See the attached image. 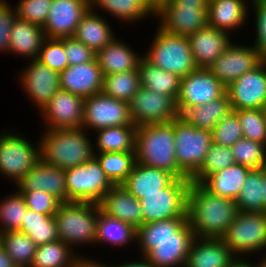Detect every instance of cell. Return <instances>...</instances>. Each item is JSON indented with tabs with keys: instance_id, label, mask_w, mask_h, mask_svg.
<instances>
[{
	"instance_id": "cell-26",
	"label": "cell",
	"mask_w": 266,
	"mask_h": 267,
	"mask_svg": "<svg viewBox=\"0 0 266 267\" xmlns=\"http://www.w3.org/2000/svg\"><path fill=\"white\" fill-rule=\"evenodd\" d=\"M90 5L94 12L113 20L116 18L117 23L125 26L135 24V27L138 23L148 22L147 18H153L155 22V7L148 0H92Z\"/></svg>"
},
{
	"instance_id": "cell-5",
	"label": "cell",
	"mask_w": 266,
	"mask_h": 267,
	"mask_svg": "<svg viewBox=\"0 0 266 267\" xmlns=\"http://www.w3.org/2000/svg\"><path fill=\"white\" fill-rule=\"evenodd\" d=\"M98 213L97 203L76 201L60 203L54 215L59 240L67 243L81 257H88L90 254L88 252L87 255L83 254L79 248L88 247L90 250V245L95 248Z\"/></svg>"
},
{
	"instance_id": "cell-33",
	"label": "cell",
	"mask_w": 266,
	"mask_h": 267,
	"mask_svg": "<svg viewBox=\"0 0 266 267\" xmlns=\"http://www.w3.org/2000/svg\"><path fill=\"white\" fill-rule=\"evenodd\" d=\"M174 179L175 177L165 170L136 162L132 172L122 183V186L138 200H141L145 194L159 193Z\"/></svg>"
},
{
	"instance_id": "cell-58",
	"label": "cell",
	"mask_w": 266,
	"mask_h": 267,
	"mask_svg": "<svg viewBox=\"0 0 266 267\" xmlns=\"http://www.w3.org/2000/svg\"><path fill=\"white\" fill-rule=\"evenodd\" d=\"M154 7L155 9L164 1H167V0H148Z\"/></svg>"
},
{
	"instance_id": "cell-17",
	"label": "cell",
	"mask_w": 266,
	"mask_h": 267,
	"mask_svg": "<svg viewBox=\"0 0 266 267\" xmlns=\"http://www.w3.org/2000/svg\"><path fill=\"white\" fill-rule=\"evenodd\" d=\"M232 111L263 109L266 103V59L227 88Z\"/></svg>"
},
{
	"instance_id": "cell-13",
	"label": "cell",
	"mask_w": 266,
	"mask_h": 267,
	"mask_svg": "<svg viewBox=\"0 0 266 267\" xmlns=\"http://www.w3.org/2000/svg\"><path fill=\"white\" fill-rule=\"evenodd\" d=\"M17 86L23 92L25 100L38 114L60 90L59 73L40 63L37 59L28 60L25 66L18 69Z\"/></svg>"
},
{
	"instance_id": "cell-25",
	"label": "cell",
	"mask_w": 266,
	"mask_h": 267,
	"mask_svg": "<svg viewBox=\"0 0 266 267\" xmlns=\"http://www.w3.org/2000/svg\"><path fill=\"white\" fill-rule=\"evenodd\" d=\"M187 37L195 64L198 68L203 69H208L233 42V38L228 32L209 25Z\"/></svg>"
},
{
	"instance_id": "cell-18",
	"label": "cell",
	"mask_w": 266,
	"mask_h": 267,
	"mask_svg": "<svg viewBox=\"0 0 266 267\" xmlns=\"http://www.w3.org/2000/svg\"><path fill=\"white\" fill-rule=\"evenodd\" d=\"M134 125H148L173 121L175 100L141 87L128 102Z\"/></svg>"
},
{
	"instance_id": "cell-28",
	"label": "cell",
	"mask_w": 266,
	"mask_h": 267,
	"mask_svg": "<svg viewBox=\"0 0 266 267\" xmlns=\"http://www.w3.org/2000/svg\"><path fill=\"white\" fill-rule=\"evenodd\" d=\"M100 210L138 229L143 224L139 200L120 185H114L98 203Z\"/></svg>"
},
{
	"instance_id": "cell-51",
	"label": "cell",
	"mask_w": 266,
	"mask_h": 267,
	"mask_svg": "<svg viewBox=\"0 0 266 267\" xmlns=\"http://www.w3.org/2000/svg\"><path fill=\"white\" fill-rule=\"evenodd\" d=\"M19 192L23 195L27 208L45 215L54 216L61 203L56 197L44 191Z\"/></svg>"
},
{
	"instance_id": "cell-31",
	"label": "cell",
	"mask_w": 266,
	"mask_h": 267,
	"mask_svg": "<svg viewBox=\"0 0 266 267\" xmlns=\"http://www.w3.org/2000/svg\"><path fill=\"white\" fill-rule=\"evenodd\" d=\"M45 38L41 26L16 18L10 33L8 55L20 57L22 61L37 59Z\"/></svg>"
},
{
	"instance_id": "cell-40",
	"label": "cell",
	"mask_w": 266,
	"mask_h": 267,
	"mask_svg": "<svg viewBox=\"0 0 266 267\" xmlns=\"http://www.w3.org/2000/svg\"><path fill=\"white\" fill-rule=\"evenodd\" d=\"M139 69L103 76L102 93L129 102L141 88Z\"/></svg>"
},
{
	"instance_id": "cell-57",
	"label": "cell",
	"mask_w": 266,
	"mask_h": 267,
	"mask_svg": "<svg viewBox=\"0 0 266 267\" xmlns=\"http://www.w3.org/2000/svg\"><path fill=\"white\" fill-rule=\"evenodd\" d=\"M0 267H17L2 246H0Z\"/></svg>"
},
{
	"instance_id": "cell-22",
	"label": "cell",
	"mask_w": 266,
	"mask_h": 267,
	"mask_svg": "<svg viewBox=\"0 0 266 267\" xmlns=\"http://www.w3.org/2000/svg\"><path fill=\"white\" fill-rule=\"evenodd\" d=\"M226 87L208 70L197 68L181 78L178 100L200 106L226 93Z\"/></svg>"
},
{
	"instance_id": "cell-12",
	"label": "cell",
	"mask_w": 266,
	"mask_h": 267,
	"mask_svg": "<svg viewBox=\"0 0 266 267\" xmlns=\"http://www.w3.org/2000/svg\"><path fill=\"white\" fill-rule=\"evenodd\" d=\"M175 157L179 169L191 179L203 165L212 134L191 124L174 122Z\"/></svg>"
},
{
	"instance_id": "cell-30",
	"label": "cell",
	"mask_w": 266,
	"mask_h": 267,
	"mask_svg": "<svg viewBox=\"0 0 266 267\" xmlns=\"http://www.w3.org/2000/svg\"><path fill=\"white\" fill-rule=\"evenodd\" d=\"M235 258L221 238L195 237L185 267H229Z\"/></svg>"
},
{
	"instance_id": "cell-53",
	"label": "cell",
	"mask_w": 266,
	"mask_h": 267,
	"mask_svg": "<svg viewBox=\"0 0 266 267\" xmlns=\"http://www.w3.org/2000/svg\"><path fill=\"white\" fill-rule=\"evenodd\" d=\"M17 18L15 6L9 0L0 1V53H9L10 33Z\"/></svg>"
},
{
	"instance_id": "cell-43",
	"label": "cell",
	"mask_w": 266,
	"mask_h": 267,
	"mask_svg": "<svg viewBox=\"0 0 266 267\" xmlns=\"http://www.w3.org/2000/svg\"><path fill=\"white\" fill-rule=\"evenodd\" d=\"M0 198V232L18 231L25 217L27 206L23 195L16 188Z\"/></svg>"
},
{
	"instance_id": "cell-62",
	"label": "cell",
	"mask_w": 266,
	"mask_h": 267,
	"mask_svg": "<svg viewBox=\"0 0 266 267\" xmlns=\"http://www.w3.org/2000/svg\"><path fill=\"white\" fill-rule=\"evenodd\" d=\"M263 109H264V111H265V114H266V103H265V106H264V108H263Z\"/></svg>"
},
{
	"instance_id": "cell-3",
	"label": "cell",
	"mask_w": 266,
	"mask_h": 267,
	"mask_svg": "<svg viewBox=\"0 0 266 267\" xmlns=\"http://www.w3.org/2000/svg\"><path fill=\"white\" fill-rule=\"evenodd\" d=\"M40 159L63 170L95 157L92 133L83 128L40 130Z\"/></svg>"
},
{
	"instance_id": "cell-16",
	"label": "cell",
	"mask_w": 266,
	"mask_h": 267,
	"mask_svg": "<svg viewBox=\"0 0 266 267\" xmlns=\"http://www.w3.org/2000/svg\"><path fill=\"white\" fill-rule=\"evenodd\" d=\"M84 98L58 90L39 113L41 130L82 128Z\"/></svg>"
},
{
	"instance_id": "cell-49",
	"label": "cell",
	"mask_w": 266,
	"mask_h": 267,
	"mask_svg": "<svg viewBox=\"0 0 266 267\" xmlns=\"http://www.w3.org/2000/svg\"><path fill=\"white\" fill-rule=\"evenodd\" d=\"M250 9V19L251 17L252 19L249 21L253 25L251 27H254L251 44L266 59V0H251Z\"/></svg>"
},
{
	"instance_id": "cell-27",
	"label": "cell",
	"mask_w": 266,
	"mask_h": 267,
	"mask_svg": "<svg viewBox=\"0 0 266 267\" xmlns=\"http://www.w3.org/2000/svg\"><path fill=\"white\" fill-rule=\"evenodd\" d=\"M119 36L96 53L103 76L136 70L143 57L142 52H138L132 44L124 41V36Z\"/></svg>"
},
{
	"instance_id": "cell-8",
	"label": "cell",
	"mask_w": 266,
	"mask_h": 267,
	"mask_svg": "<svg viewBox=\"0 0 266 267\" xmlns=\"http://www.w3.org/2000/svg\"><path fill=\"white\" fill-rule=\"evenodd\" d=\"M221 239L236 257L260 258L266 252L264 214L238 211Z\"/></svg>"
},
{
	"instance_id": "cell-52",
	"label": "cell",
	"mask_w": 266,
	"mask_h": 267,
	"mask_svg": "<svg viewBox=\"0 0 266 267\" xmlns=\"http://www.w3.org/2000/svg\"><path fill=\"white\" fill-rule=\"evenodd\" d=\"M63 47L68 59V66L88 63L96 57V53L74 36L63 38Z\"/></svg>"
},
{
	"instance_id": "cell-7",
	"label": "cell",
	"mask_w": 266,
	"mask_h": 267,
	"mask_svg": "<svg viewBox=\"0 0 266 267\" xmlns=\"http://www.w3.org/2000/svg\"><path fill=\"white\" fill-rule=\"evenodd\" d=\"M154 29L150 45L146 46V51L141 49L147 61L180 78L198 68L187 36L165 33L158 26Z\"/></svg>"
},
{
	"instance_id": "cell-38",
	"label": "cell",
	"mask_w": 266,
	"mask_h": 267,
	"mask_svg": "<svg viewBox=\"0 0 266 267\" xmlns=\"http://www.w3.org/2000/svg\"><path fill=\"white\" fill-rule=\"evenodd\" d=\"M235 201L238 211L263 212L266 209L264 201V168L251 169L249 171Z\"/></svg>"
},
{
	"instance_id": "cell-60",
	"label": "cell",
	"mask_w": 266,
	"mask_h": 267,
	"mask_svg": "<svg viewBox=\"0 0 266 267\" xmlns=\"http://www.w3.org/2000/svg\"><path fill=\"white\" fill-rule=\"evenodd\" d=\"M263 267H266V252L260 257Z\"/></svg>"
},
{
	"instance_id": "cell-41",
	"label": "cell",
	"mask_w": 266,
	"mask_h": 267,
	"mask_svg": "<svg viewBox=\"0 0 266 267\" xmlns=\"http://www.w3.org/2000/svg\"><path fill=\"white\" fill-rule=\"evenodd\" d=\"M1 246L17 267L31 266L37 245L27 234L20 231L2 233Z\"/></svg>"
},
{
	"instance_id": "cell-39",
	"label": "cell",
	"mask_w": 266,
	"mask_h": 267,
	"mask_svg": "<svg viewBox=\"0 0 266 267\" xmlns=\"http://www.w3.org/2000/svg\"><path fill=\"white\" fill-rule=\"evenodd\" d=\"M18 231L27 234L37 246L59 240L55 217L29 208L25 211V217Z\"/></svg>"
},
{
	"instance_id": "cell-29",
	"label": "cell",
	"mask_w": 266,
	"mask_h": 267,
	"mask_svg": "<svg viewBox=\"0 0 266 267\" xmlns=\"http://www.w3.org/2000/svg\"><path fill=\"white\" fill-rule=\"evenodd\" d=\"M133 250L137 246V229L117 218L104 214L100 208L97 220L95 249L98 247ZM112 246V247H111ZM128 246V247H127Z\"/></svg>"
},
{
	"instance_id": "cell-15",
	"label": "cell",
	"mask_w": 266,
	"mask_h": 267,
	"mask_svg": "<svg viewBox=\"0 0 266 267\" xmlns=\"http://www.w3.org/2000/svg\"><path fill=\"white\" fill-rule=\"evenodd\" d=\"M128 125H133L128 102L102 92L84 99L82 128L89 133L101 128Z\"/></svg>"
},
{
	"instance_id": "cell-14",
	"label": "cell",
	"mask_w": 266,
	"mask_h": 267,
	"mask_svg": "<svg viewBox=\"0 0 266 267\" xmlns=\"http://www.w3.org/2000/svg\"><path fill=\"white\" fill-rule=\"evenodd\" d=\"M235 40L238 39L234 38L227 49L208 68L226 88L265 60L251 42L245 44L244 40L237 42Z\"/></svg>"
},
{
	"instance_id": "cell-59",
	"label": "cell",
	"mask_w": 266,
	"mask_h": 267,
	"mask_svg": "<svg viewBox=\"0 0 266 267\" xmlns=\"http://www.w3.org/2000/svg\"><path fill=\"white\" fill-rule=\"evenodd\" d=\"M264 201L266 204V167H264Z\"/></svg>"
},
{
	"instance_id": "cell-1",
	"label": "cell",
	"mask_w": 266,
	"mask_h": 267,
	"mask_svg": "<svg viewBox=\"0 0 266 267\" xmlns=\"http://www.w3.org/2000/svg\"><path fill=\"white\" fill-rule=\"evenodd\" d=\"M194 238L187 217L142 224L137 229L135 255L144 257L154 267H185Z\"/></svg>"
},
{
	"instance_id": "cell-54",
	"label": "cell",
	"mask_w": 266,
	"mask_h": 267,
	"mask_svg": "<svg viewBox=\"0 0 266 267\" xmlns=\"http://www.w3.org/2000/svg\"><path fill=\"white\" fill-rule=\"evenodd\" d=\"M131 260L120 259L121 262H111L109 260L110 267H154L152 266L144 257H140L137 255ZM137 259V260H136ZM124 261V262H123Z\"/></svg>"
},
{
	"instance_id": "cell-11",
	"label": "cell",
	"mask_w": 266,
	"mask_h": 267,
	"mask_svg": "<svg viewBox=\"0 0 266 267\" xmlns=\"http://www.w3.org/2000/svg\"><path fill=\"white\" fill-rule=\"evenodd\" d=\"M67 202L99 203L114 186L94 157L82 165L65 170Z\"/></svg>"
},
{
	"instance_id": "cell-23",
	"label": "cell",
	"mask_w": 266,
	"mask_h": 267,
	"mask_svg": "<svg viewBox=\"0 0 266 267\" xmlns=\"http://www.w3.org/2000/svg\"><path fill=\"white\" fill-rule=\"evenodd\" d=\"M13 188L18 191H44L56 197L61 203L67 202L65 170L44 163L41 159Z\"/></svg>"
},
{
	"instance_id": "cell-44",
	"label": "cell",
	"mask_w": 266,
	"mask_h": 267,
	"mask_svg": "<svg viewBox=\"0 0 266 267\" xmlns=\"http://www.w3.org/2000/svg\"><path fill=\"white\" fill-rule=\"evenodd\" d=\"M236 163L250 169L266 167V145L247 138H241L231 146Z\"/></svg>"
},
{
	"instance_id": "cell-36",
	"label": "cell",
	"mask_w": 266,
	"mask_h": 267,
	"mask_svg": "<svg viewBox=\"0 0 266 267\" xmlns=\"http://www.w3.org/2000/svg\"><path fill=\"white\" fill-rule=\"evenodd\" d=\"M138 69L142 87L177 100L181 82L178 75L162 70L144 57L140 59Z\"/></svg>"
},
{
	"instance_id": "cell-34",
	"label": "cell",
	"mask_w": 266,
	"mask_h": 267,
	"mask_svg": "<svg viewBox=\"0 0 266 267\" xmlns=\"http://www.w3.org/2000/svg\"><path fill=\"white\" fill-rule=\"evenodd\" d=\"M136 130L137 126L134 124L96 130L91 134L94 152L135 153Z\"/></svg>"
},
{
	"instance_id": "cell-61",
	"label": "cell",
	"mask_w": 266,
	"mask_h": 267,
	"mask_svg": "<svg viewBox=\"0 0 266 267\" xmlns=\"http://www.w3.org/2000/svg\"><path fill=\"white\" fill-rule=\"evenodd\" d=\"M264 214L265 220H266V209L262 212Z\"/></svg>"
},
{
	"instance_id": "cell-21",
	"label": "cell",
	"mask_w": 266,
	"mask_h": 267,
	"mask_svg": "<svg viewBox=\"0 0 266 267\" xmlns=\"http://www.w3.org/2000/svg\"><path fill=\"white\" fill-rule=\"evenodd\" d=\"M250 4L251 0H208V25L236 37L249 25Z\"/></svg>"
},
{
	"instance_id": "cell-10",
	"label": "cell",
	"mask_w": 266,
	"mask_h": 267,
	"mask_svg": "<svg viewBox=\"0 0 266 267\" xmlns=\"http://www.w3.org/2000/svg\"><path fill=\"white\" fill-rule=\"evenodd\" d=\"M189 178H175L159 193L145 194L139 200L142 210L143 224L170 219L187 217Z\"/></svg>"
},
{
	"instance_id": "cell-20",
	"label": "cell",
	"mask_w": 266,
	"mask_h": 267,
	"mask_svg": "<svg viewBox=\"0 0 266 267\" xmlns=\"http://www.w3.org/2000/svg\"><path fill=\"white\" fill-rule=\"evenodd\" d=\"M232 112L227 92L209 103L193 106L180 100H175L173 122L191 124L201 129L212 131L217 123Z\"/></svg>"
},
{
	"instance_id": "cell-19",
	"label": "cell",
	"mask_w": 266,
	"mask_h": 267,
	"mask_svg": "<svg viewBox=\"0 0 266 267\" xmlns=\"http://www.w3.org/2000/svg\"><path fill=\"white\" fill-rule=\"evenodd\" d=\"M90 8L89 0H52L42 27L45 36L58 39L74 36L82 17Z\"/></svg>"
},
{
	"instance_id": "cell-42",
	"label": "cell",
	"mask_w": 266,
	"mask_h": 267,
	"mask_svg": "<svg viewBox=\"0 0 266 267\" xmlns=\"http://www.w3.org/2000/svg\"><path fill=\"white\" fill-rule=\"evenodd\" d=\"M101 169L114 185L122 184L136 163L135 153H95Z\"/></svg>"
},
{
	"instance_id": "cell-48",
	"label": "cell",
	"mask_w": 266,
	"mask_h": 267,
	"mask_svg": "<svg viewBox=\"0 0 266 267\" xmlns=\"http://www.w3.org/2000/svg\"><path fill=\"white\" fill-rule=\"evenodd\" d=\"M37 60L50 69L60 73L68 67L64 52L63 38H45Z\"/></svg>"
},
{
	"instance_id": "cell-35",
	"label": "cell",
	"mask_w": 266,
	"mask_h": 267,
	"mask_svg": "<svg viewBox=\"0 0 266 267\" xmlns=\"http://www.w3.org/2000/svg\"><path fill=\"white\" fill-rule=\"evenodd\" d=\"M251 169L235 163L207 176L200 184L210 193L236 200Z\"/></svg>"
},
{
	"instance_id": "cell-6",
	"label": "cell",
	"mask_w": 266,
	"mask_h": 267,
	"mask_svg": "<svg viewBox=\"0 0 266 267\" xmlns=\"http://www.w3.org/2000/svg\"><path fill=\"white\" fill-rule=\"evenodd\" d=\"M19 131L15 127L0 129V176L12 187L40 160L38 136L34 141Z\"/></svg>"
},
{
	"instance_id": "cell-4",
	"label": "cell",
	"mask_w": 266,
	"mask_h": 267,
	"mask_svg": "<svg viewBox=\"0 0 266 267\" xmlns=\"http://www.w3.org/2000/svg\"><path fill=\"white\" fill-rule=\"evenodd\" d=\"M135 157L137 163L165 170L175 178H188L176 161L173 121L138 126Z\"/></svg>"
},
{
	"instance_id": "cell-50",
	"label": "cell",
	"mask_w": 266,
	"mask_h": 267,
	"mask_svg": "<svg viewBox=\"0 0 266 267\" xmlns=\"http://www.w3.org/2000/svg\"><path fill=\"white\" fill-rule=\"evenodd\" d=\"M52 0H18L15 3L17 18L44 26Z\"/></svg>"
},
{
	"instance_id": "cell-32",
	"label": "cell",
	"mask_w": 266,
	"mask_h": 267,
	"mask_svg": "<svg viewBox=\"0 0 266 267\" xmlns=\"http://www.w3.org/2000/svg\"><path fill=\"white\" fill-rule=\"evenodd\" d=\"M109 21L112 22L113 20L94 12L90 8L78 24L74 37L97 53L118 36Z\"/></svg>"
},
{
	"instance_id": "cell-37",
	"label": "cell",
	"mask_w": 266,
	"mask_h": 267,
	"mask_svg": "<svg viewBox=\"0 0 266 267\" xmlns=\"http://www.w3.org/2000/svg\"><path fill=\"white\" fill-rule=\"evenodd\" d=\"M81 258L67 243L56 240L36 247L30 267H73Z\"/></svg>"
},
{
	"instance_id": "cell-2",
	"label": "cell",
	"mask_w": 266,
	"mask_h": 267,
	"mask_svg": "<svg viewBox=\"0 0 266 267\" xmlns=\"http://www.w3.org/2000/svg\"><path fill=\"white\" fill-rule=\"evenodd\" d=\"M235 200L210 193L200 183L188 189L187 221L198 238H221L235 219Z\"/></svg>"
},
{
	"instance_id": "cell-46",
	"label": "cell",
	"mask_w": 266,
	"mask_h": 267,
	"mask_svg": "<svg viewBox=\"0 0 266 267\" xmlns=\"http://www.w3.org/2000/svg\"><path fill=\"white\" fill-rule=\"evenodd\" d=\"M243 130V138L266 145V114L264 109L234 111Z\"/></svg>"
},
{
	"instance_id": "cell-56",
	"label": "cell",
	"mask_w": 266,
	"mask_h": 267,
	"mask_svg": "<svg viewBox=\"0 0 266 267\" xmlns=\"http://www.w3.org/2000/svg\"><path fill=\"white\" fill-rule=\"evenodd\" d=\"M257 261H256V260ZM229 267H263L260 258L236 257Z\"/></svg>"
},
{
	"instance_id": "cell-45",
	"label": "cell",
	"mask_w": 266,
	"mask_h": 267,
	"mask_svg": "<svg viewBox=\"0 0 266 267\" xmlns=\"http://www.w3.org/2000/svg\"><path fill=\"white\" fill-rule=\"evenodd\" d=\"M235 160L231 147L211 144L205 161L198 172L190 179L191 182L201 183L207 176L221 171L233 164Z\"/></svg>"
},
{
	"instance_id": "cell-24",
	"label": "cell",
	"mask_w": 266,
	"mask_h": 267,
	"mask_svg": "<svg viewBox=\"0 0 266 267\" xmlns=\"http://www.w3.org/2000/svg\"><path fill=\"white\" fill-rule=\"evenodd\" d=\"M61 90L88 98L102 92L103 74L96 57L79 65L68 66L59 73Z\"/></svg>"
},
{
	"instance_id": "cell-55",
	"label": "cell",
	"mask_w": 266,
	"mask_h": 267,
	"mask_svg": "<svg viewBox=\"0 0 266 267\" xmlns=\"http://www.w3.org/2000/svg\"><path fill=\"white\" fill-rule=\"evenodd\" d=\"M100 257H82L73 267H110L109 261L108 263L105 262L106 260H99ZM104 262V263H103Z\"/></svg>"
},
{
	"instance_id": "cell-47",
	"label": "cell",
	"mask_w": 266,
	"mask_h": 267,
	"mask_svg": "<svg viewBox=\"0 0 266 267\" xmlns=\"http://www.w3.org/2000/svg\"><path fill=\"white\" fill-rule=\"evenodd\" d=\"M212 143L231 147L243 137V130L237 114L232 111L222 118L211 131Z\"/></svg>"
},
{
	"instance_id": "cell-9",
	"label": "cell",
	"mask_w": 266,
	"mask_h": 267,
	"mask_svg": "<svg viewBox=\"0 0 266 267\" xmlns=\"http://www.w3.org/2000/svg\"><path fill=\"white\" fill-rule=\"evenodd\" d=\"M208 0H167L155 9V24L165 33L188 36L208 25Z\"/></svg>"
}]
</instances>
